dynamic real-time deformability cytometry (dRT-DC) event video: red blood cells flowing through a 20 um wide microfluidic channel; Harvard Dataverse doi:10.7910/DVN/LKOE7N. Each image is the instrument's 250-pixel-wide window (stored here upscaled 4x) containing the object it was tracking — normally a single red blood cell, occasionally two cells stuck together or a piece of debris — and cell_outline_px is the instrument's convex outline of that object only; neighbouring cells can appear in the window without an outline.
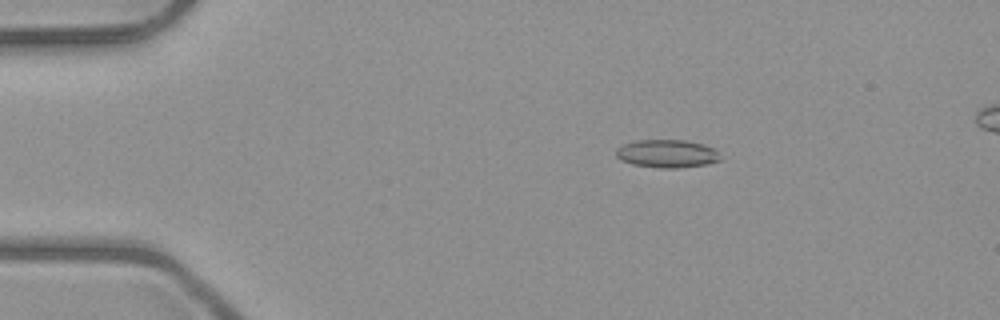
{"species": "common noctule bat (a hibernating species)", "species_latin": "Nyctalus noctula", "temperature_condition": "room temperature", "stored_images_in_passage": 52, "camera_frame_rate_fps": 3000, "um_per_image_px": 0.085, "animal": {"sex": "male", "body_mass_g": 23.1, "forearm_length_mm": 52.7}, "frame": {"image": 1, "passage_image": 10, "time_ms": 3.0, "image_size_px": [1000, 320], "cell_outline_px": [[720, 160], [708, 164], [676, 168], [660, 168], [632, 164], [620, 160], [616, 156], [616, 148], [624, 144], [636, 140], [684, 140], [704, 144], [712, 148], [716, 152]], "centroid_in_image_um": [56.65, 13.06], "position_along_channel_um": 28.3, "area_um2": 16.94}}
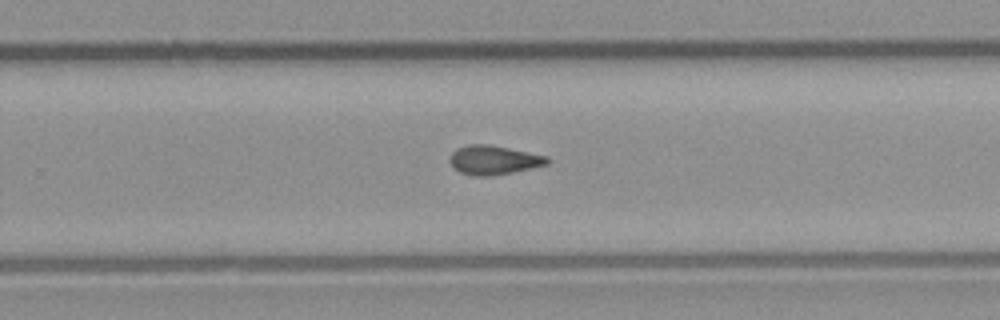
{"frame": {"image": 2, "passage_image": 34, "time_ms": 11.0, "image_size_px": [1000, 320], "cell_outline_px": [[548, 164], [532, 168], [512, 172], [488, 176], [476, 176], [460, 172], [452, 168], [448, 160], [452, 152], [456, 148], [468, 144], [484, 144], [508, 148], [548, 156]], "centroid_in_image_um": [41.91, 13.6], "position_along_channel_um": 287.9, "area_um2": 16.47}}
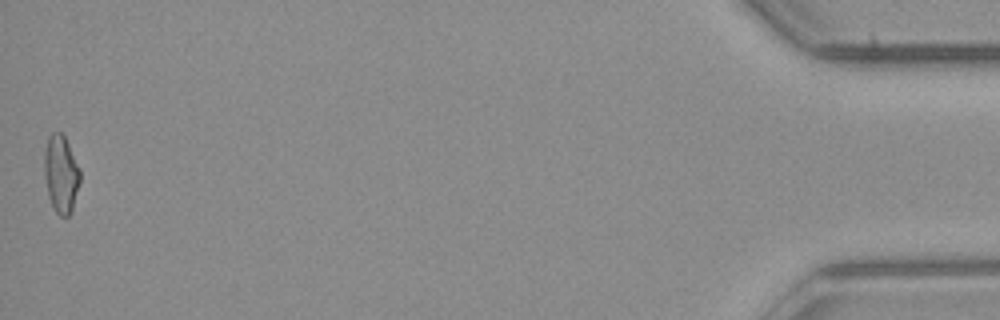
{"frame": {"image": 3, "passage_image": 52, "time_ms": 17.0, "image_size_px": [1000, 320], "cell_outline_px": [[80, 180], [72, 212], [68, 216], [60, 216], [56, 212], [48, 196], [44, 176], [44, 152], [48, 136], [52, 132], [60, 132], [64, 136], [80, 168]], "centroid_in_image_um": [5.18, 14.79], "position_along_channel_um": 430.0, "area_um2": 16.24}, "authors_computed_cell_mechanics": {"area_um2": 16.2418, "velocity_mm_per_s": 4.0374, "shape_relaxation_time_tau1_ms": null, "shape_relaxation_time_tau2_ms": 6.0398, "deformation_change_tau1": null, "deformation_change_tau2": 0.134}}